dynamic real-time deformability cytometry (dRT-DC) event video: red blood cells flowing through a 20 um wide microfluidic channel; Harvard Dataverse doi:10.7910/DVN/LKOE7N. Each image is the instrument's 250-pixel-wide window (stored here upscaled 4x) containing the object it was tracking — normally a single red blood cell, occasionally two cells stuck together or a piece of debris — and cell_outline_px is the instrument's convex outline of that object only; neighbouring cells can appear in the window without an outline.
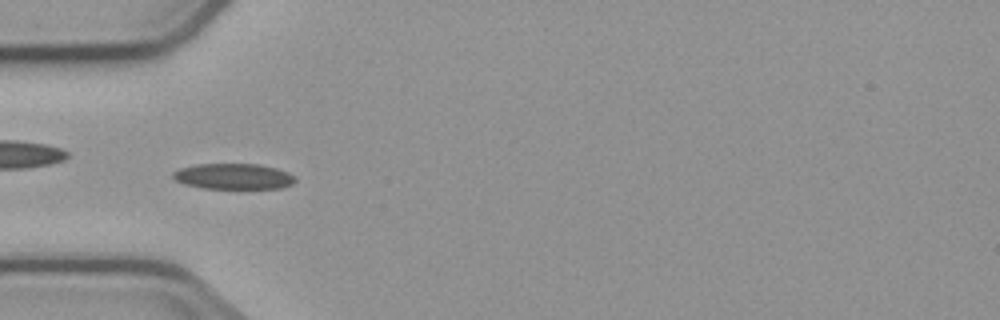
{"species": "common noctule bat (a hibernating species)", "species_latin": "Nyctalus noctula", "temperature_condition": "cold", "stored_images_in_passage": 6, "camera_frame_rate_fps": 3000, "um_per_image_px": 0.085, "animal": {"sex": "male", "body_mass_g": 23.1, "forearm_length_mm": 52.7}, "frame": {"image": 1, "passage_image": 4, "time_ms": 4.667, "image_size_px": [1000, 320], "cell_outline_px": [[296, 180], [292, 184], [280, 188], [204, 188], [184, 184], [176, 180], [172, 176], [172, 172], [180, 168], [196, 164], [260, 164], [276, 168], [288, 172]], "centroid_in_image_um": [19.83, 14.98], "position_along_channel_um": 65.2, "area_um2": 18.21}}
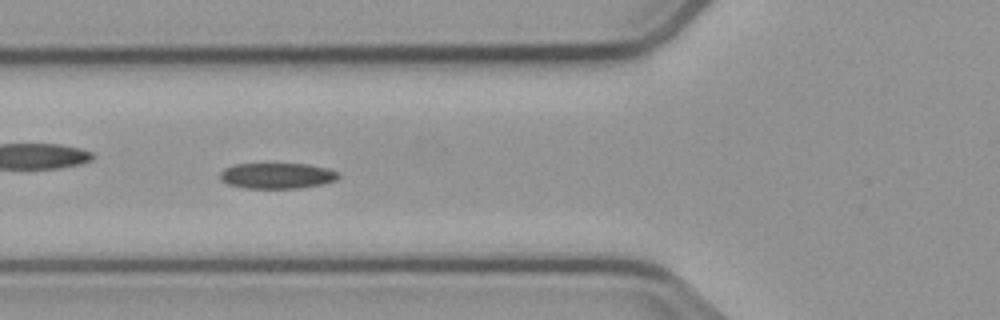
{"frame": {"image": 2, "passage_image": 5, "time_ms": 5.667, "image_size_px": [1000, 320], "cell_outline_px": [[340, 176], [336, 180], [324, 184], [300, 188], [244, 188], [228, 184], [220, 180], [220, 172], [224, 168], [232, 164], [308, 164], [328, 168], [340, 172]], "centroid_in_image_um": [23.57, 14.93], "position_along_channel_um": 102.2, "area_um2": 17.98}}